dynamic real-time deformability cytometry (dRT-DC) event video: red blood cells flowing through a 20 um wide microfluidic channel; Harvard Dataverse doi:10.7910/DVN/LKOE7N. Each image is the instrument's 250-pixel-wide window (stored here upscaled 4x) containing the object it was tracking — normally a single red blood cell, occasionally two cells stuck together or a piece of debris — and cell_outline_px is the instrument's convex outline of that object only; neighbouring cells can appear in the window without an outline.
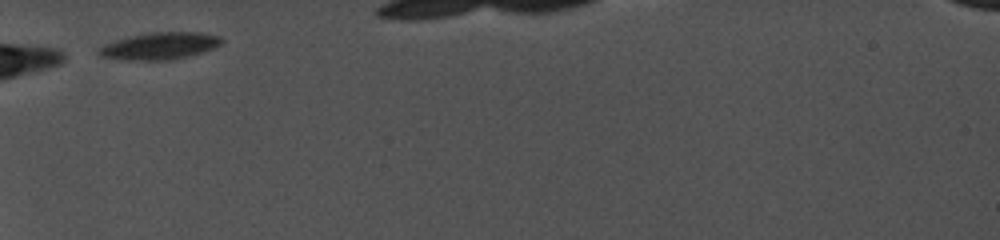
{"species": "common noctule bat (a hibernating species)", "species_latin": "Nyctalus noctula", "temperature_condition": "cold", "stored_images_in_passage": 5, "camera_frame_rate_fps": 5000, "um_per_image_px": 0.085, "animal": {"sex": "female", "body_mass_g": 19.0, "forearm_length_mm": 56.7}, "frame": {"image": 1, "passage_image": 1, "time_ms": 0.0, "image_size_px": [1000, 240], "cell_outline_px": [[224, 40], [220, 44], [212, 48], [200, 52], [168, 60], [132, 60], [104, 56], [96, 48], [104, 44], [128, 36], [148, 32], [200, 32], [220, 36]], "centroid_in_image_um": [13.58, 3.88], "position_along_channel_um": 71.4, "area_um2": 18.96}}